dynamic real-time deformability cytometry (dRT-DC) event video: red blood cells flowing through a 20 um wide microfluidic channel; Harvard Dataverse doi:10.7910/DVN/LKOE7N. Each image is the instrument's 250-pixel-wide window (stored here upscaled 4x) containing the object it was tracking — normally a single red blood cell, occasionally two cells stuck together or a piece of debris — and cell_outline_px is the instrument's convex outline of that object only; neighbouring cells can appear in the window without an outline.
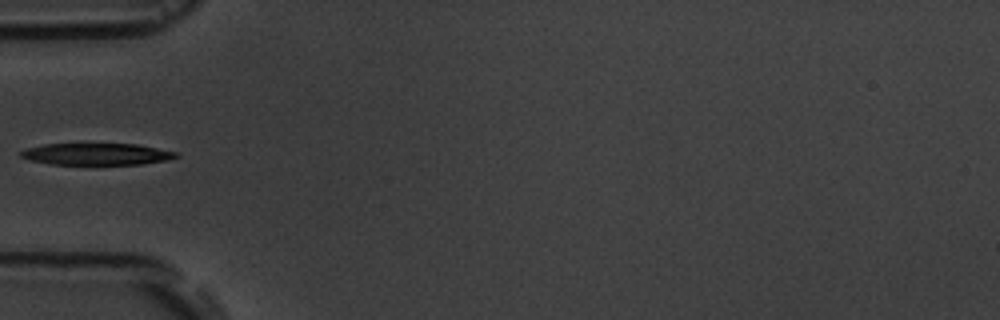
{"species": "common noctule bat (a hibernating species)", "species_latin": "Nyctalus noctula", "temperature_condition": "room temperature", "stored_images_in_passage": 6, "camera_frame_rate_fps": 3000, "um_per_image_px": 0.085, "animal": {"sex": "male", "body_mass_g": 19.5, "forearm_length_mm": 54.6}, "frame": {"image": 1, "passage_image": 5, "time_ms": 4.667, "image_size_px": [1000, 320], "cell_outline_px": [[180, 156], [168, 160], [140, 164], [52, 164], [28, 160], [20, 156], [20, 152], [28, 148], [44, 144], [136, 144], [176, 152]], "centroid_in_image_um": [8.21, 13.1], "position_along_channel_um": 76.8, "area_um2": 19.48}}
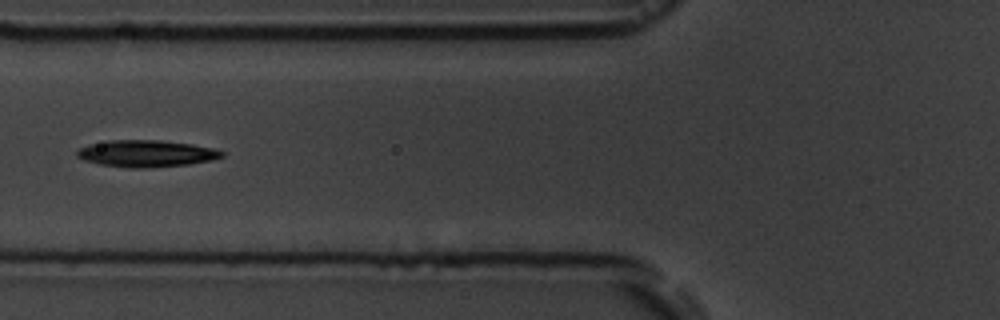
{"frame": {"image": 2, "passage_image": 6, "time_ms": 5.667, "image_size_px": [1000, 320], "cell_outline_px": [[224, 156], [212, 160], [188, 164], [144, 168], [128, 168], [100, 164], [84, 160], [76, 156], [76, 152], [80, 148], [88, 144], [108, 140], [160, 140], [192, 144], [212, 148], [224, 152]], "centroid_in_image_um": [12.41, 13.05], "position_along_channel_um": 113.4, "area_um2": 22.6}}